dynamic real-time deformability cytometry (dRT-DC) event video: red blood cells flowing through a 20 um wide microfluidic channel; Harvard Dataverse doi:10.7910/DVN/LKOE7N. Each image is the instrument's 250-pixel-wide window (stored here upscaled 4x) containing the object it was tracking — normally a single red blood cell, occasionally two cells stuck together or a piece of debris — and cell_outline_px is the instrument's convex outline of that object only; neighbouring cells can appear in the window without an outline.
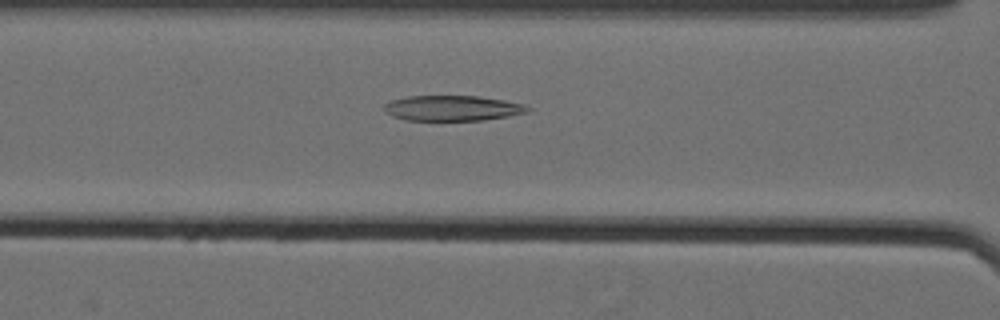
{"species": "Egyptian fruit bat (a non-hibernating species)", "species_latin": "Rousettus aegyptiacus", "temperature_condition": "cold", "stored_images_in_passage": 18, "camera_frame_rate_fps": 3000, "um_per_image_px": 0.085, "animal": {"sex": "female"}, "frame": {"image": 1, "passage_image": 10, "time_ms": 3.0, "image_size_px": [1000, 320], "cell_outline_px": [[532, 108], [528, 112], [508, 116], [484, 120], [404, 120], [392, 116], [384, 112], [384, 104], [392, 100], [408, 96], [480, 96], [504, 100], [524, 104]], "centroid_in_image_um": [38.46, 9.19], "position_along_channel_um": 128.1, "area_um2": 21.27}}
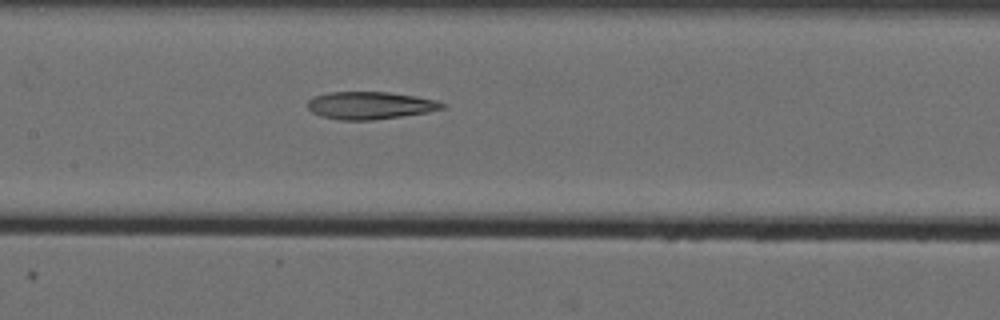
{"frame": {"image": 2, "passage_image": 14, "time_ms": 4.333, "image_size_px": [1000, 320], "cell_outline_px": [[448, 108], [428, 112], [372, 120], [340, 120], [324, 116], [312, 112], [308, 108], [308, 100], [316, 96], [328, 92], [388, 92], [416, 96], [436, 100], [448, 104]], "centroid_in_image_um": [31.53, 8.95], "position_along_channel_um": 175.9, "area_um2": 21.56}}
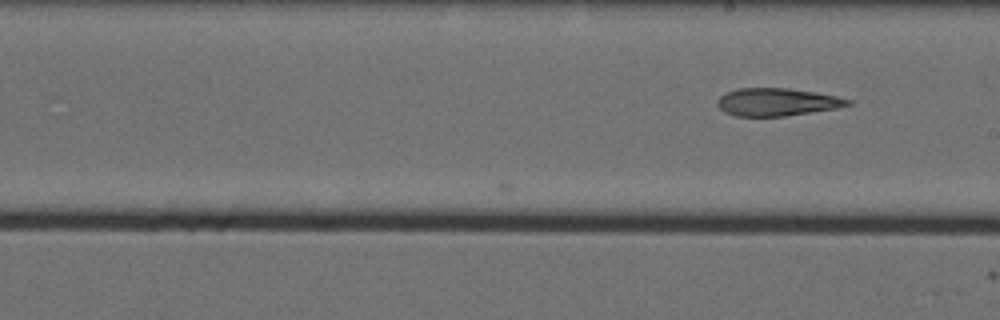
{"frame": {"image": 3, "passage_image": 18, "time_ms": 5.667, "image_size_px": [1000, 320], "cell_outline_px": [[852, 104], [836, 108], [784, 116], [736, 116], [724, 112], [716, 104], [716, 100], [724, 92], [740, 88], [788, 88], [816, 92], [836, 96], [852, 100]], "centroid_in_image_um": [66.01, 8.66], "position_along_channel_um": 223.0, "area_um2": 21.1}}